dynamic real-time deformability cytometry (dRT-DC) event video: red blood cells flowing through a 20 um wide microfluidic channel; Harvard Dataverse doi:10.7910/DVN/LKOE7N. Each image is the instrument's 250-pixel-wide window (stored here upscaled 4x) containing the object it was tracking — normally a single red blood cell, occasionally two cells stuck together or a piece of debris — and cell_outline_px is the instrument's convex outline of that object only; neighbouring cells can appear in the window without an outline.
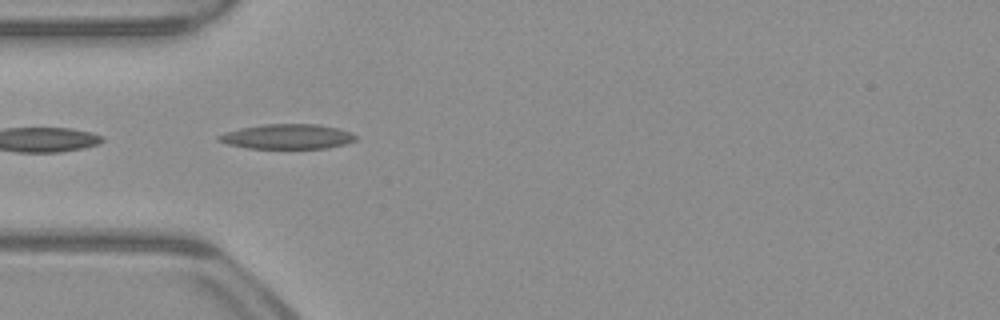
{"species": "common noctule bat (a hibernating species)", "species_latin": "Nyctalus noctula", "temperature_condition": "warm", "stored_images_in_passage": 3, "camera_frame_rate_fps": 3000, "um_per_image_px": 0.085, "animal": {"sex": "male", "body_mass_g": 23.1, "forearm_length_mm": 52.7}, "frame": {"image": 1, "passage_image": 1, "time_ms": 0.0, "image_size_px": [1000, 320], "cell_outline_px": [[356, 140], [344, 144], [328, 148], [248, 148], [228, 144], [216, 140], [216, 136], [240, 128], [264, 124], [316, 124], [336, 128], [352, 132], [356, 136]], "centroid_in_image_um": [24.42, 11.61], "position_along_channel_um": 60.6, "area_um2": 19.71}}